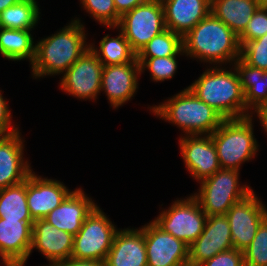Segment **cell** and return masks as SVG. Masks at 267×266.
Returning a JSON list of instances; mask_svg holds the SVG:
<instances>
[{"instance_id":"1","label":"cell","mask_w":267,"mask_h":266,"mask_svg":"<svg viewBox=\"0 0 267 266\" xmlns=\"http://www.w3.org/2000/svg\"><path fill=\"white\" fill-rule=\"evenodd\" d=\"M84 23L74 18L55 34L36 42L33 79L63 75L89 48Z\"/></svg>"},{"instance_id":"2","label":"cell","mask_w":267,"mask_h":266,"mask_svg":"<svg viewBox=\"0 0 267 266\" xmlns=\"http://www.w3.org/2000/svg\"><path fill=\"white\" fill-rule=\"evenodd\" d=\"M185 56L197 61L227 66L240 58L239 37L211 12L182 37Z\"/></svg>"},{"instance_id":"3","label":"cell","mask_w":267,"mask_h":266,"mask_svg":"<svg viewBox=\"0 0 267 266\" xmlns=\"http://www.w3.org/2000/svg\"><path fill=\"white\" fill-rule=\"evenodd\" d=\"M230 69V70H229ZM207 68L188 88L224 119L246 117V103L235 67Z\"/></svg>"},{"instance_id":"4","label":"cell","mask_w":267,"mask_h":266,"mask_svg":"<svg viewBox=\"0 0 267 266\" xmlns=\"http://www.w3.org/2000/svg\"><path fill=\"white\" fill-rule=\"evenodd\" d=\"M165 101L148 107L150 112L159 119L182 129L185 136L211 135L224 120L216 110L200 100L188 87Z\"/></svg>"},{"instance_id":"5","label":"cell","mask_w":267,"mask_h":266,"mask_svg":"<svg viewBox=\"0 0 267 266\" xmlns=\"http://www.w3.org/2000/svg\"><path fill=\"white\" fill-rule=\"evenodd\" d=\"M253 122V115L224 119L211 134L221 169L240 171L242 163L255 159L259 145L254 135Z\"/></svg>"},{"instance_id":"6","label":"cell","mask_w":267,"mask_h":266,"mask_svg":"<svg viewBox=\"0 0 267 266\" xmlns=\"http://www.w3.org/2000/svg\"><path fill=\"white\" fill-rule=\"evenodd\" d=\"M239 173L238 170L220 169L199 183L198 192L192 195L207 216L227 214L234 204L254 191L248 184L241 185Z\"/></svg>"},{"instance_id":"7","label":"cell","mask_w":267,"mask_h":266,"mask_svg":"<svg viewBox=\"0 0 267 266\" xmlns=\"http://www.w3.org/2000/svg\"><path fill=\"white\" fill-rule=\"evenodd\" d=\"M117 230L97 205L73 238L71 258L105 262Z\"/></svg>"},{"instance_id":"8","label":"cell","mask_w":267,"mask_h":266,"mask_svg":"<svg viewBox=\"0 0 267 266\" xmlns=\"http://www.w3.org/2000/svg\"><path fill=\"white\" fill-rule=\"evenodd\" d=\"M207 217L197 199L190 195L173 201L153 221L190 246L203 232Z\"/></svg>"},{"instance_id":"9","label":"cell","mask_w":267,"mask_h":266,"mask_svg":"<svg viewBox=\"0 0 267 266\" xmlns=\"http://www.w3.org/2000/svg\"><path fill=\"white\" fill-rule=\"evenodd\" d=\"M138 53L153 37L166 30L161 0H150L125 13L117 26Z\"/></svg>"},{"instance_id":"10","label":"cell","mask_w":267,"mask_h":266,"mask_svg":"<svg viewBox=\"0 0 267 266\" xmlns=\"http://www.w3.org/2000/svg\"><path fill=\"white\" fill-rule=\"evenodd\" d=\"M104 65L88 49L63 75L60 89L79 100H94L101 93V78Z\"/></svg>"},{"instance_id":"11","label":"cell","mask_w":267,"mask_h":266,"mask_svg":"<svg viewBox=\"0 0 267 266\" xmlns=\"http://www.w3.org/2000/svg\"><path fill=\"white\" fill-rule=\"evenodd\" d=\"M253 191L234 204L226 214L233 248L244 251L252 242L261 223L267 218V206Z\"/></svg>"},{"instance_id":"12","label":"cell","mask_w":267,"mask_h":266,"mask_svg":"<svg viewBox=\"0 0 267 266\" xmlns=\"http://www.w3.org/2000/svg\"><path fill=\"white\" fill-rule=\"evenodd\" d=\"M144 232L147 266H189V246L165 232L153 220L141 227Z\"/></svg>"},{"instance_id":"13","label":"cell","mask_w":267,"mask_h":266,"mask_svg":"<svg viewBox=\"0 0 267 266\" xmlns=\"http://www.w3.org/2000/svg\"><path fill=\"white\" fill-rule=\"evenodd\" d=\"M179 147L187 171L199 183L221 169L211 135H182Z\"/></svg>"},{"instance_id":"14","label":"cell","mask_w":267,"mask_h":266,"mask_svg":"<svg viewBox=\"0 0 267 266\" xmlns=\"http://www.w3.org/2000/svg\"><path fill=\"white\" fill-rule=\"evenodd\" d=\"M232 248L231 230L226 214L208 216L203 232L189 246V266H196Z\"/></svg>"},{"instance_id":"15","label":"cell","mask_w":267,"mask_h":266,"mask_svg":"<svg viewBox=\"0 0 267 266\" xmlns=\"http://www.w3.org/2000/svg\"><path fill=\"white\" fill-rule=\"evenodd\" d=\"M139 75L141 76V70L138 61L104 65L101 91H104L112 108L117 109L135 97Z\"/></svg>"},{"instance_id":"16","label":"cell","mask_w":267,"mask_h":266,"mask_svg":"<svg viewBox=\"0 0 267 266\" xmlns=\"http://www.w3.org/2000/svg\"><path fill=\"white\" fill-rule=\"evenodd\" d=\"M72 191L63 182L38 176L32 171L26 179V198L32 219H44Z\"/></svg>"},{"instance_id":"17","label":"cell","mask_w":267,"mask_h":266,"mask_svg":"<svg viewBox=\"0 0 267 266\" xmlns=\"http://www.w3.org/2000/svg\"><path fill=\"white\" fill-rule=\"evenodd\" d=\"M24 142L20 130L0 134V189L24 182L33 171L29 161L23 157Z\"/></svg>"},{"instance_id":"18","label":"cell","mask_w":267,"mask_h":266,"mask_svg":"<svg viewBox=\"0 0 267 266\" xmlns=\"http://www.w3.org/2000/svg\"><path fill=\"white\" fill-rule=\"evenodd\" d=\"M74 236L66 231L55 228L44 219L33 222L30 255L38 250L53 266L71 258Z\"/></svg>"},{"instance_id":"19","label":"cell","mask_w":267,"mask_h":266,"mask_svg":"<svg viewBox=\"0 0 267 266\" xmlns=\"http://www.w3.org/2000/svg\"><path fill=\"white\" fill-rule=\"evenodd\" d=\"M33 222L0 218V253L12 266H25L30 256Z\"/></svg>"},{"instance_id":"20","label":"cell","mask_w":267,"mask_h":266,"mask_svg":"<svg viewBox=\"0 0 267 266\" xmlns=\"http://www.w3.org/2000/svg\"><path fill=\"white\" fill-rule=\"evenodd\" d=\"M96 206L97 203L91 197H88L82 188H76L44 220L55 228L75 236L81 229L86 217Z\"/></svg>"},{"instance_id":"21","label":"cell","mask_w":267,"mask_h":266,"mask_svg":"<svg viewBox=\"0 0 267 266\" xmlns=\"http://www.w3.org/2000/svg\"><path fill=\"white\" fill-rule=\"evenodd\" d=\"M104 263L105 266H147L142 228L118 229Z\"/></svg>"},{"instance_id":"22","label":"cell","mask_w":267,"mask_h":266,"mask_svg":"<svg viewBox=\"0 0 267 266\" xmlns=\"http://www.w3.org/2000/svg\"><path fill=\"white\" fill-rule=\"evenodd\" d=\"M166 29L184 37L210 12L211 0H161Z\"/></svg>"},{"instance_id":"23","label":"cell","mask_w":267,"mask_h":266,"mask_svg":"<svg viewBox=\"0 0 267 266\" xmlns=\"http://www.w3.org/2000/svg\"><path fill=\"white\" fill-rule=\"evenodd\" d=\"M233 66L240 78L247 117L261 105L267 104V71L252 67L241 58H238Z\"/></svg>"},{"instance_id":"24","label":"cell","mask_w":267,"mask_h":266,"mask_svg":"<svg viewBox=\"0 0 267 266\" xmlns=\"http://www.w3.org/2000/svg\"><path fill=\"white\" fill-rule=\"evenodd\" d=\"M258 8L255 0H211L210 10L239 37Z\"/></svg>"},{"instance_id":"25","label":"cell","mask_w":267,"mask_h":266,"mask_svg":"<svg viewBox=\"0 0 267 266\" xmlns=\"http://www.w3.org/2000/svg\"><path fill=\"white\" fill-rule=\"evenodd\" d=\"M109 29H118L117 37H110L106 34L99 41V48L95 43L90 44V50L97 56L103 65L125 64L137 61V53L131 48L130 43L125 38L123 32L118 27H106Z\"/></svg>"},{"instance_id":"26","label":"cell","mask_w":267,"mask_h":266,"mask_svg":"<svg viewBox=\"0 0 267 266\" xmlns=\"http://www.w3.org/2000/svg\"><path fill=\"white\" fill-rule=\"evenodd\" d=\"M28 30L5 29L0 27V54L11 61L29 60L35 58L33 35Z\"/></svg>"},{"instance_id":"27","label":"cell","mask_w":267,"mask_h":266,"mask_svg":"<svg viewBox=\"0 0 267 266\" xmlns=\"http://www.w3.org/2000/svg\"><path fill=\"white\" fill-rule=\"evenodd\" d=\"M39 9L36 0H21L0 13V27L32 31L40 20Z\"/></svg>"},{"instance_id":"28","label":"cell","mask_w":267,"mask_h":266,"mask_svg":"<svg viewBox=\"0 0 267 266\" xmlns=\"http://www.w3.org/2000/svg\"><path fill=\"white\" fill-rule=\"evenodd\" d=\"M0 218L5 220H33L26 198V180L0 189Z\"/></svg>"},{"instance_id":"29","label":"cell","mask_w":267,"mask_h":266,"mask_svg":"<svg viewBox=\"0 0 267 266\" xmlns=\"http://www.w3.org/2000/svg\"><path fill=\"white\" fill-rule=\"evenodd\" d=\"M182 48V37L166 29L143 46L137 57H170L175 56Z\"/></svg>"},{"instance_id":"30","label":"cell","mask_w":267,"mask_h":266,"mask_svg":"<svg viewBox=\"0 0 267 266\" xmlns=\"http://www.w3.org/2000/svg\"><path fill=\"white\" fill-rule=\"evenodd\" d=\"M184 54L182 48L175 56L137 57V61L140 64L141 74L148 69L153 82H164L165 80L174 78L178 67L177 56L180 57V55L182 56Z\"/></svg>"},{"instance_id":"31","label":"cell","mask_w":267,"mask_h":266,"mask_svg":"<svg viewBox=\"0 0 267 266\" xmlns=\"http://www.w3.org/2000/svg\"><path fill=\"white\" fill-rule=\"evenodd\" d=\"M84 10L99 24L117 27L121 17L117 14L114 0H80Z\"/></svg>"},{"instance_id":"32","label":"cell","mask_w":267,"mask_h":266,"mask_svg":"<svg viewBox=\"0 0 267 266\" xmlns=\"http://www.w3.org/2000/svg\"><path fill=\"white\" fill-rule=\"evenodd\" d=\"M243 253L245 266H267V218Z\"/></svg>"},{"instance_id":"33","label":"cell","mask_w":267,"mask_h":266,"mask_svg":"<svg viewBox=\"0 0 267 266\" xmlns=\"http://www.w3.org/2000/svg\"><path fill=\"white\" fill-rule=\"evenodd\" d=\"M240 58L252 67L267 71V34L243 44Z\"/></svg>"},{"instance_id":"34","label":"cell","mask_w":267,"mask_h":266,"mask_svg":"<svg viewBox=\"0 0 267 266\" xmlns=\"http://www.w3.org/2000/svg\"><path fill=\"white\" fill-rule=\"evenodd\" d=\"M267 34V8L259 7L253 14L245 31L239 36L240 46Z\"/></svg>"},{"instance_id":"35","label":"cell","mask_w":267,"mask_h":266,"mask_svg":"<svg viewBox=\"0 0 267 266\" xmlns=\"http://www.w3.org/2000/svg\"><path fill=\"white\" fill-rule=\"evenodd\" d=\"M196 266H245L244 253L237 249L220 252Z\"/></svg>"},{"instance_id":"36","label":"cell","mask_w":267,"mask_h":266,"mask_svg":"<svg viewBox=\"0 0 267 266\" xmlns=\"http://www.w3.org/2000/svg\"><path fill=\"white\" fill-rule=\"evenodd\" d=\"M2 95V90H0V134H12L19 131V126L12 125L11 110H9L8 102ZM17 126V127H16Z\"/></svg>"},{"instance_id":"37","label":"cell","mask_w":267,"mask_h":266,"mask_svg":"<svg viewBox=\"0 0 267 266\" xmlns=\"http://www.w3.org/2000/svg\"><path fill=\"white\" fill-rule=\"evenodd\" d=\"M150 0H114L117 14L122 17L125 13L133 10L136 6Z\"/></svg>"},{"instance_id":"38","label":"cell","mask_w":267,"mask_h":266,"mask_svg":"<svg viewBox=\"0 0 267 266\" xmlns=\"http://www.w3.org/2000/svg\"><path fill=\"white\" fill-rule=\"evenodd\" d=\"M53 266H105L104 262L70 258Z\"/></svg>"},{"instance_id":"39","label":"cell","mask_w":267,"mask_h":266,"mask_svg":"<svg viewBox=\"0 0 267 266\" xmlns=\"http://www.w3.org/2000/svg\"><path fill=\"white\" fill-rule=\"evenodd\" d=\"M255 115V117L259 118L260 125L267 134V104L261 105L258 107L254 112H252V115Z\"/></svg>"},{"instance_id":"40","label":"cell","mask_w":267,"mask_h":266,"mask_svg":"<svg viewBox=\"0 0 267 266\" xmlns=\"http://www.w3.org/2000/svg\"><path fill=\"white\" fill-rule=\"evenodd\" d=\"M21 0H0V13L9 6L19 3Z\"/></svg>"},{"instance_id":"41","label":"cell","mask_w":267,"mask_h":266,"mask_svg":"<svg viewBox=\"0 0 267 266\" xmlns=\"http://www.w3.org/2000/svg\"><path fill=\"white\" fill-rule=\"evenodd\" d=\"M0 261H2V262H0V263H2V265L3 266H12L6 259H5V257L0 253ZM2 265H0V266H2Z\"/></svg>"},{"instance_id":"42","label":"cell","mask_w":267,"mask_h":266,"mask_svg":"<svg viewBox=\"0 0 267 266\" xmlns=\"http://www.w3.org/2000/svg\"><path fill=\"white\" fill-rule=\"evenodd\" d=\"M259 7L267 8V0H255Z\"/></svg>"}]
</instances>
